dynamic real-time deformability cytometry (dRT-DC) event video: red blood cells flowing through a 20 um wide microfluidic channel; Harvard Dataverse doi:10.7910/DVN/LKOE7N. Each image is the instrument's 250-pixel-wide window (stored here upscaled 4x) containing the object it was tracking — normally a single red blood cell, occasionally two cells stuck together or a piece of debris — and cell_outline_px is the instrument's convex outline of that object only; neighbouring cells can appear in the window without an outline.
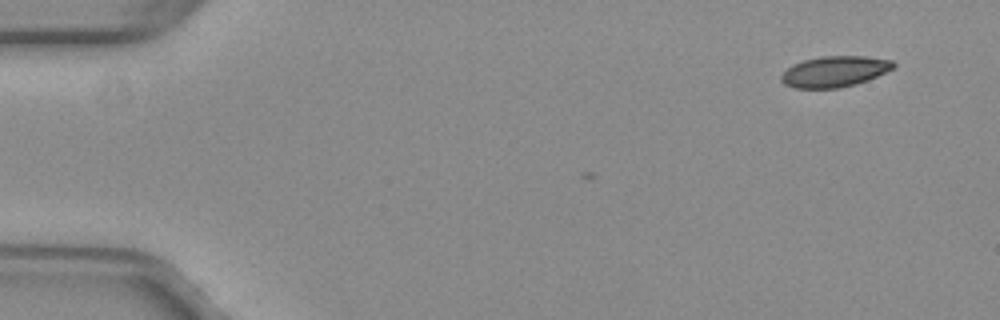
{"species": "common noctule bat (a hibernating species)", "species_latin": "Nyctalus noctula", "temperature_condition": "warm", "stored_images_in_passage": 3, "camera_frame_rate_fps": 3000, "um_per_image_px": 0.085, "animal": {"sex": "female", "body_mass_g": 29.2, "forearm_length_mm": 56.3}, "frame": {"image": 1, "passage_image": 1, "time_ms": 0.0, "image_size_px": [1000, 320], "cell_outline_px": [[896, 64], [892, 68], [868, 80], [856, 84], [840, 88], [796, 88], [784, 84], [780, 80], [780, 76], [792, 64], [804, 60], [820, 56], [864, 56], [892, 60]], "centroid_in_image_um": [70.91, 6.08], "position_along_channel_um": 14.1, "area_um2": 20.11}}